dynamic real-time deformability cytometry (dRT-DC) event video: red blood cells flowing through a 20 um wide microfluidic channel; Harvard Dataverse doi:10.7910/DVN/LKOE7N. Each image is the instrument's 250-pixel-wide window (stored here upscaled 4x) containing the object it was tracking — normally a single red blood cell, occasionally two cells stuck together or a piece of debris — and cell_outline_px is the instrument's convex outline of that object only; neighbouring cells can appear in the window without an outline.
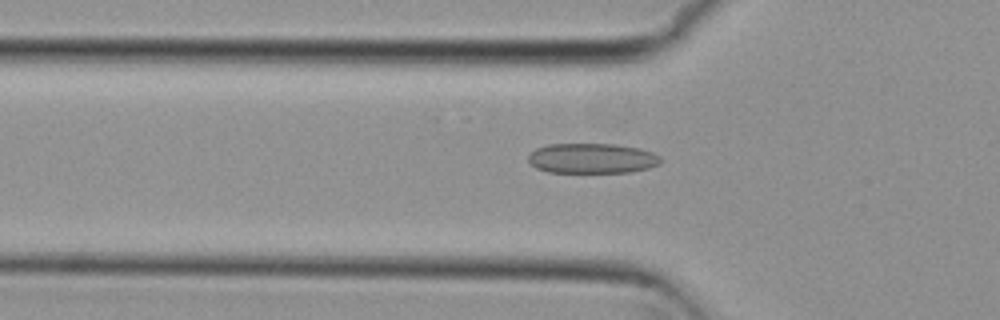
{"species": "common noctule bat (a hibernating species)", "species_latin": "Nyctalus noctula", "temperature_condition": "cold", "stored_images_in_passage": 44, "camera_frame_rate_fps": 3000, "um_per_image_px": 0.085, "animal": {"sex": "female", "body_mass_g": 29.2, "forearm_length_mm": 56.3}, "frame": {"image": 1, "passage_image": 7, "time_ms": 2.0, "image_size_px": [1000, 320], "cell_outline_px": [[660, 164], [648, 168], [628, 172], [548, 172], [536, 168], [528, 160], [528, 156], [536, 148], [548, 144], [616, 144], [640, 148], [652, 152], [660, 156]], "centroid_in_image_um": [50.32, 13.45], "position_along_channel_um": 75.5, "area_um2": 23.18}}
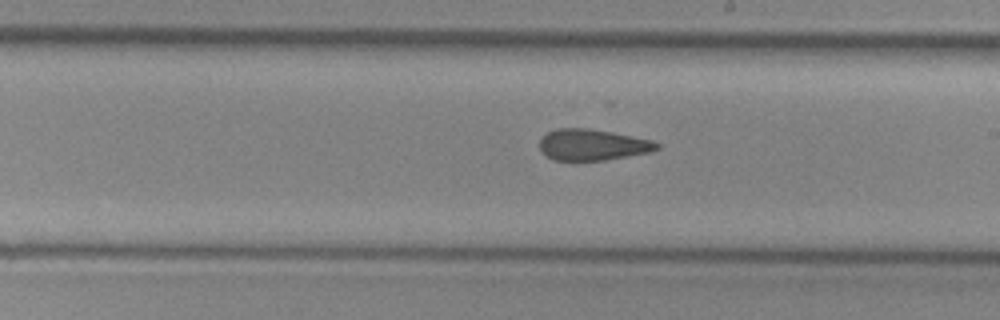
{"frame": {"image": 2, "passage_image": 20, "time_ms": 6.333, "image_size_px": [1000, 320], "cell_outline_px": [[660, 148], [648, 152], [604, 160], [552, 160], [540, 148], [540, 136], [556, 128], [588, 128], [612, 132], [652, 140], [660, 144]], "centroid_in_image_um": [50.34, 12.29], "position_along_channel_um": 238.7, "area_um2": 21.15}}
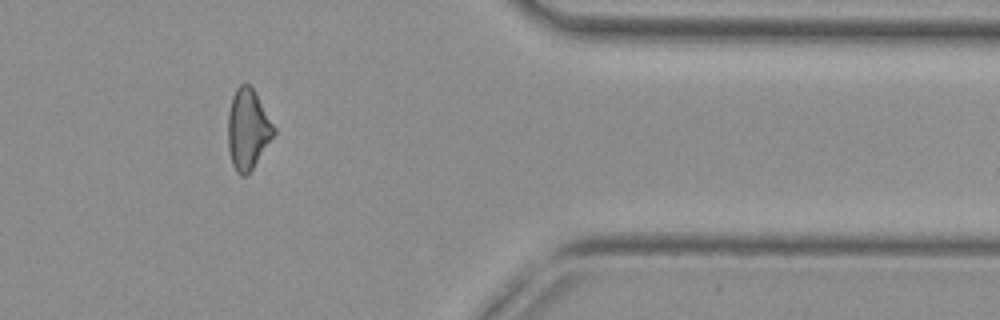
{"frame": {"image": 3, "passage_image": 34, "time_ms": 11.0, "image_size_px": [1000, 320], "cell_outline_px": [[276, 132], [252, 168], [244, 176], [240, 176], [236, 172], [232, 164], [228, 148], [228, 112], [232, 96], [236, 88], [240, 84], [248, 84], [256, 92], [276, 128]], "centroid_in_image_um": [21.06, 10.96], "position_along_channel_um": 390.3, "area_um2": 21.44}, "authors_computed_cell_mechanics": {"area_um2": 21.8484, "velocity_mm_per_s": 3.7486, "shape_relaxation_time_tau1_ms": null, "shape_relaxation_time_tau2_ms": 2.7936, "deformation_change_tau1": null, "deformation_change_tau2": 0.1129}}